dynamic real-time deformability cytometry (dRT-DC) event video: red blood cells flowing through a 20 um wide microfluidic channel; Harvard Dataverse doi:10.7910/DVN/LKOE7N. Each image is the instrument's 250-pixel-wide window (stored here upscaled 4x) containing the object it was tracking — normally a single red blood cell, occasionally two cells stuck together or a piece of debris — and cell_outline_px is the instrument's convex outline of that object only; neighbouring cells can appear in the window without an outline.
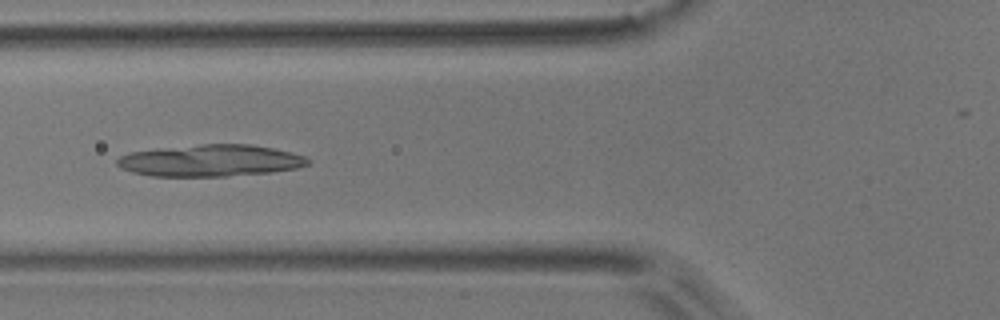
{"species": "common noctule bat (a hibernating species)", "species_latin": "Nyctalus noctula", "temperature_condition": "room temperature", "stored_images_in_passage": 9, "camera_frame_rate_fps": 3000, "um_per_image_px": 0.085, "animal": {"sex": "male", "body_mass_g": 17.9}, "frame": {"image": 1, "passage_image": 6, "time_ms": 1.667, "image_size_px": [1000, 320], "cell_outline_px": [[312, 160], [308, 164], [296, 168], [272, 172], [228, 176], [152, 176], [132, 172], [120, 168], [116, 164], [116, 160], [120, 156], [128, 152], [200, 144], [252, 144], [272, 148], [304, 156]], "centroid_in_image_um": [17.87, 13.65], "position_along_channel_um": 107.9, "area_um2": 35.26}}
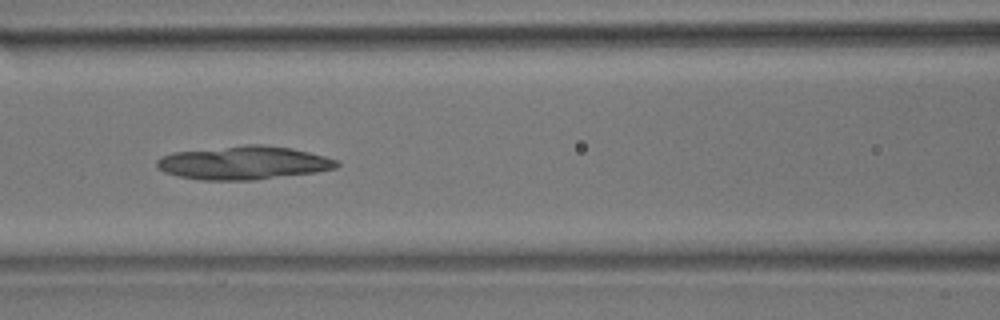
{"frame": {"image": 2, "passage_image": 7, "time_ms": 2.0, "image_size_px": [1000, 320], "cell_outline_px": [[340, 164], [336, 168], [316, 172], [256, 180], [200, 180], [180, 176], [164, 172], [156, 164], [156, 160], [160, 156], [172, 152], [244, 144], [264, 144], [292, 148], [340, 160]], "centroid_in_image_um": [20.72, 13.83], "position_along_channel_um": 145.9, "area_um2": 35.37}}
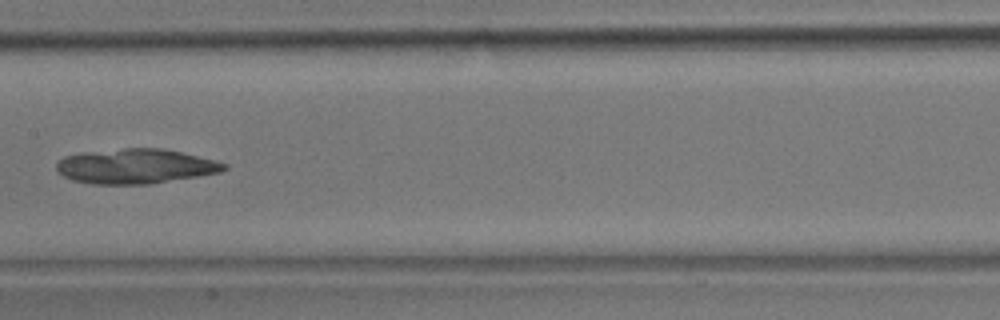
{"frame": {"image": 3, "passage_image": 8, "time_ms": 2.333, "image_size_px": [1000, 320], "cell_outline_px": [[228, 168], [220, 172], [152, 184], [92, 184], [72, 180], [56, 172], [56, 164], [64, 156], [80, 152], [124, 148], [164, 148], [228, 164]], "centroid_in_image_um": [11.47, 14.13], "position_along_channel_um": 195.9, "area_um2": 34.04}}